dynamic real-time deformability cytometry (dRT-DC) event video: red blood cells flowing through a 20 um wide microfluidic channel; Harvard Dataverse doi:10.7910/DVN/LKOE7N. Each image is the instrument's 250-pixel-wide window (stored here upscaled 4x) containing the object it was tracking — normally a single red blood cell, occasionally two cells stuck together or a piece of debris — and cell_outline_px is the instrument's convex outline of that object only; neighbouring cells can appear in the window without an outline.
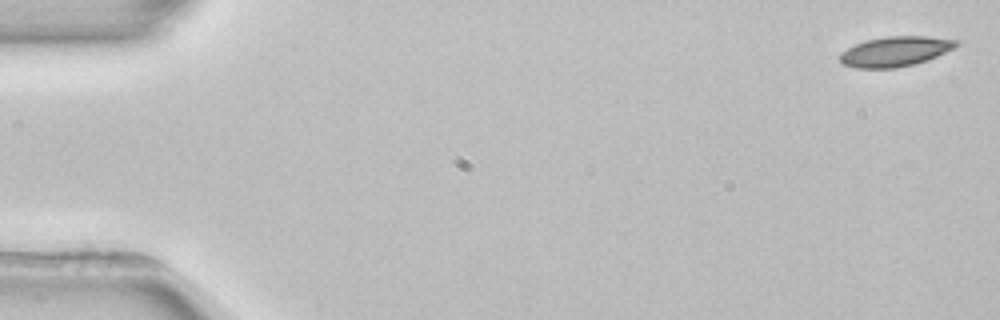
{"species": "common noctule bat (a hibernating species)", "species_latin": "Nyctalus noctula", "temperature_condition": "room temperature", "stored_images_in_passage": 4, "camera_frame_rate_fps": 3000, "um_per_image_px": 0.085, "animal": {"sex": "female", "body_mass_g": 22.7, "forearm_length_mm": 54.2}, "frame": {"image": 1, "passage_image": 1, "time_ms": 0.0, "image_size_px": [1000, 320], "cell_outline_px": [[960, 44], [928, 60], [896, 68], [856, 68], [844, 64], [840, 60], [840, 52], [864, 40], [888, 36], [924, 36], [960, 40]], "centroid_in_image_um": [76.09, 4.36], "position_along_channel_um": 8.9, "area_um2": 20.17}}
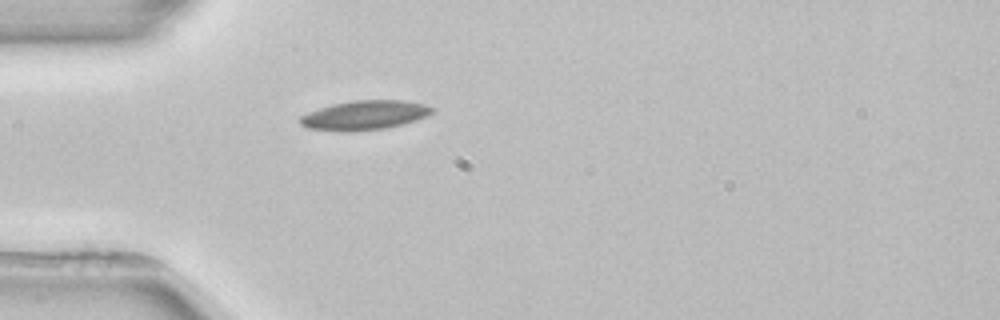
{"frame": {"image": 2, "passage_image": 4, "time_ms": 4.667, "image_size_px": [1000, 320], "cell_outline_px": [[436, 108], [428, 116], [404, 124], [384, 128], [348, 132], [340, 132], [304, 128], [296, 120], [300, 116], [308, 112], [332, 104], [352, 100], [404, 100]], "centroid_in_image_um": [30.93, 9.8], "position_along_channel_um": 54.1, "area_um2": 22.83}}